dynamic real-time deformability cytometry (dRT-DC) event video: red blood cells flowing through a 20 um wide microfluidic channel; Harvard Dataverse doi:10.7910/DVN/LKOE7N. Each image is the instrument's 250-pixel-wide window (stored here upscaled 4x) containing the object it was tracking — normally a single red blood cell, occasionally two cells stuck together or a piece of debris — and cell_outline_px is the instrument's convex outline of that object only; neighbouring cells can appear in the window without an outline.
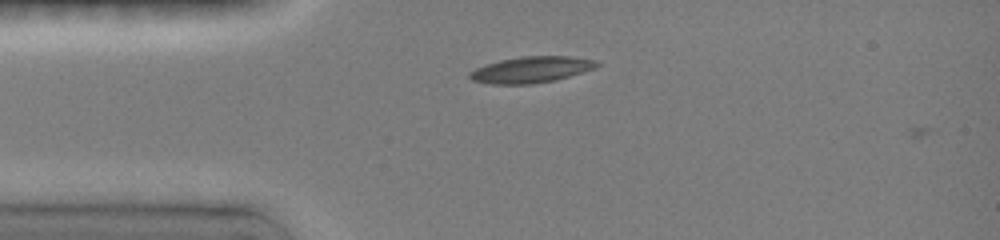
{"species": "common noctule bat (a hibernating species)", "species_latin": "Nyctalus noctula", "temperature_condition": "room temperature", "stored_images_in_passage": 3, "camera_frame_rate_fps": 3000, "um_per_image_px": 0.085, "animal": {"sex": "female", "body_mass_g": 19.0, "forearm_length_mm": 51.5}, "frame": {"image": 1, "passage_image": 2, "time_ms": 0.333, "image_size_px": [1000, 240], "cell_outline_px": [[600, 64], [596, 68], [556, 80], [532, 84], [492, 84], [472, 80], [468, 76], [476, 68], [500, 60], [524, 56], [564, 56], [592, 60]], "centroid_in_image_um": [45.16, 5.93], "position_along_channel_um": 39.8, "area_um2": 19.07}}